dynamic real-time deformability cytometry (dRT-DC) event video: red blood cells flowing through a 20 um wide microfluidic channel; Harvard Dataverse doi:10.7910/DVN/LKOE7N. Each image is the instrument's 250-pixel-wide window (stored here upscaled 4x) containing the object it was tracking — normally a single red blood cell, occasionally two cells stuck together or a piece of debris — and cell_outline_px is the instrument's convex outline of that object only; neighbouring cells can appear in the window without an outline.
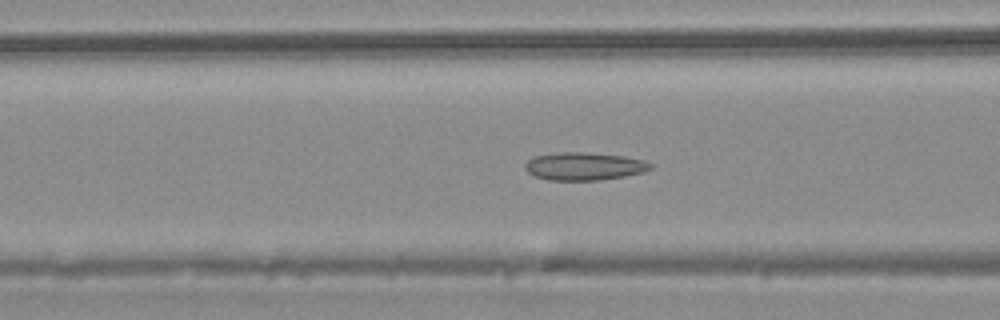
{"species": "common noctule bat (a hibernating species)", "species_latin": "Nyctalus noctula", "temperature_condition": "warm", "stored_images_in_passage": 33, "camera_frame_rate_fps": 3000, "um_per_image_px": 0.085, "animal": {"sex": "male", "body_mass_g": 20.4}, "frame": {"image": 1, "passage_image": 6, "time_ms": 1.667, "image_size_px": [1000, 320], "cell_outline_px": [[656, 164], [652, 168], [644, 172], [624, 176], [600, 180], [548, 180], [536, 176], [528, 172], [524, 168], [524, 164], [532, 156], [556, 152], [584, 152], [624, 156], [644, 160]], "centroid_in_image_um": [49.67, 14.12], "position_along_channel_um": 116.9, "area_um2": 20.58}}
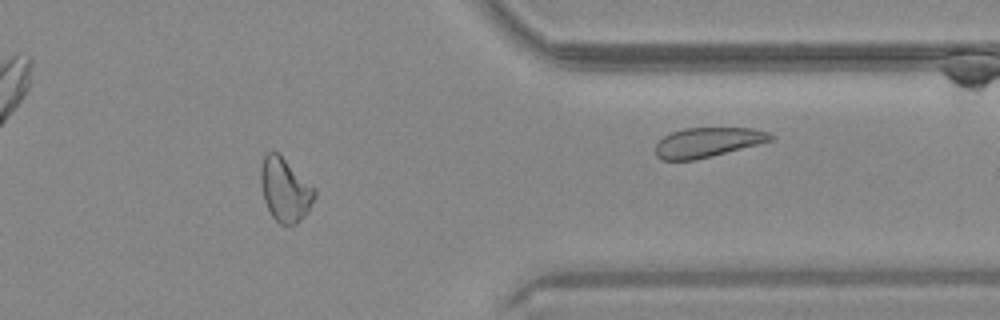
{"frame": {"image": 2, "passage_image": 24, "time_ms": 7.667, "image_size_px": [1000, 320], "cell_outline_px": [[316, 196], [304, 216], [296, 224], [280, 224], [272, 216], [264, 200], [260, 184], [260, 168], [264, 156], [268, 152], [276, 152], [316, 188]], "centroid_in_image_um": [24.22, 16.14], "position_along_channel_um": 387.2, "area_um2": 19.71}}